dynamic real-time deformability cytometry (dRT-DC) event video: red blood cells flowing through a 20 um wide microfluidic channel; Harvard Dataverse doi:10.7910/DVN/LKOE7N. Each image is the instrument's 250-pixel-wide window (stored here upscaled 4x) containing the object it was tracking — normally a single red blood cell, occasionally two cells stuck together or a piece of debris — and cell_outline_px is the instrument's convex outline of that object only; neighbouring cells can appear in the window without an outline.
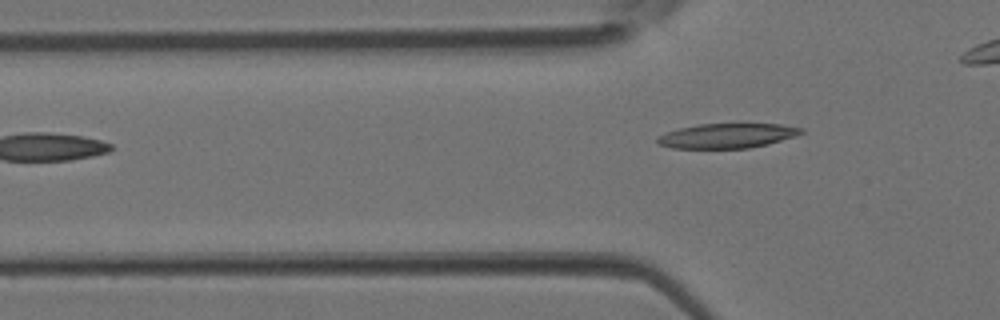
{"species": "Egyptian fruit bat (a non-hibernating species)", "species_latin": "Rousettus aegyptiacus", "temperature_condition": "room temperature", "stored_images_in_passage": 3, "camera_frame_rate_fps": 3000, "um_per_image_px": 0.085, "animal": {"sex": "female"}, "frame": {"image": 1, "passage_image": 3, "time_ms": 0.667, "image_size_px": [1000, 320], "cell_outline_px": [[804, 132], [796, 136], [768, 144], [748, 148], [672, 148], [656, 144], [656, 136], [680, 128], [700, 124], [780, 124], [804, 128]], "centroid_in_image_um": [61.81, 11.54], "position_along_channel_um": 64.0, "area_um2": 20.69}}